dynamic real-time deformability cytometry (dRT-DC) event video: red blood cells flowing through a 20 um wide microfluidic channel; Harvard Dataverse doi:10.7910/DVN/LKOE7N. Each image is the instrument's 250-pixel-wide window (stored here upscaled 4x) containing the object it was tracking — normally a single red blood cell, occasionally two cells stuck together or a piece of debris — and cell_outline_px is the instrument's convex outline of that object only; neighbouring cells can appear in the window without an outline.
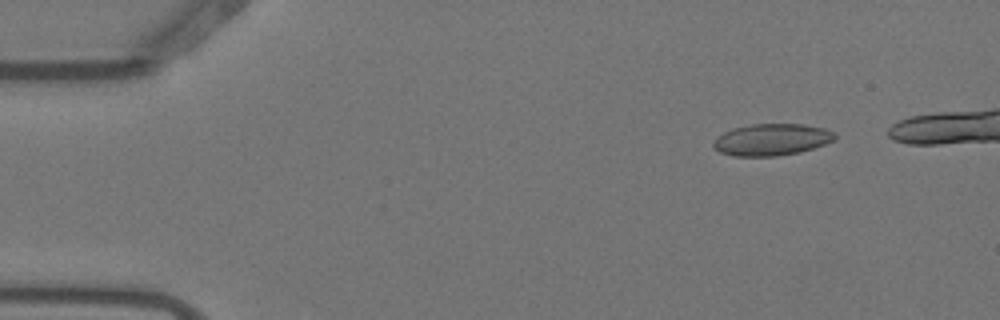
{"species": "Egyptian fruit bat (a non-hibernating species)", "species_latin": "Rousettus aegyptiacus", "temperature_condition": "warm", "stored_images_in_passage": 10, "segment_of_instrument_passage": [1, 2], "camera_frame_rate_fps": 3000, "um_per_image_px": 0.085, "animal": {"sex": "female"}, "frame": {"image": 1, "passage_image": 1, "time_ms": 0.0, "image_size_px": [1000, 320], "cell_outline_px": [[836, 136], [832, 140], [824, 144], [800, 152], [776, 156], [732, 156], [720, 152], [712, 144], [716, 136], [732, 128], [752, 124], [804, 124], [824, 128], [836, 132]], "centroid_in_image_um": [65.57, 11.86], "position_along_channel_um": 19.4, "area_um2": 22.48}}
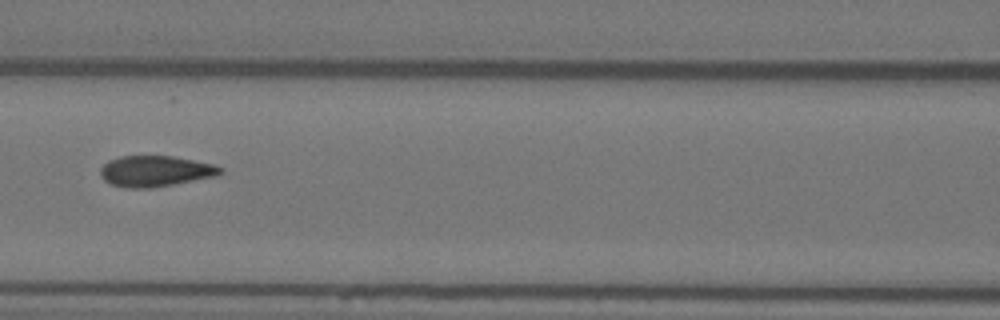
{"frame": {"image": 2, "passage_image": 6, "time_ms": 1.667, "image_size_px": [1000, 320], "cell_outline_px": [[224, 172], [216, 176], [152, 188], [124, 188], [112, 184], [104, 180], [100, 176], [100, 168], [108, 160], [120, 156], [172, 156], [216, 164], [224, 168]], "centroid_in_image_um": [13.22, 14.54], "position_along_channel_um": 153.4, "area_um2": 21.79}}
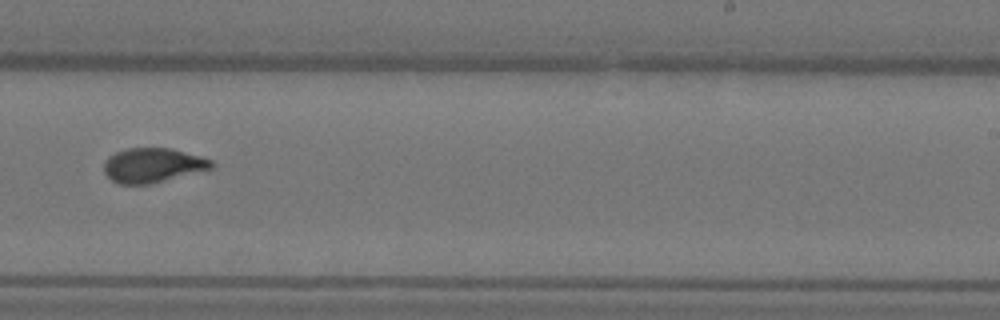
{"frame": {"image": 3, "passage_image": 9, "time_ms": 2.667, "image_size_px": [1000, 320], "cell_outline_px": [[216, 164], [212, 168], [148, 184], [116, 184], [104, 172], [104, 160], [108, 156], [116, 152], [128, 148], [172, 148], [200, 156], [212, 160]], "centroid_in_image_um": [12.96, 14.04], "position_along_channel_um": 276.0, "area_um2": 21.5}}